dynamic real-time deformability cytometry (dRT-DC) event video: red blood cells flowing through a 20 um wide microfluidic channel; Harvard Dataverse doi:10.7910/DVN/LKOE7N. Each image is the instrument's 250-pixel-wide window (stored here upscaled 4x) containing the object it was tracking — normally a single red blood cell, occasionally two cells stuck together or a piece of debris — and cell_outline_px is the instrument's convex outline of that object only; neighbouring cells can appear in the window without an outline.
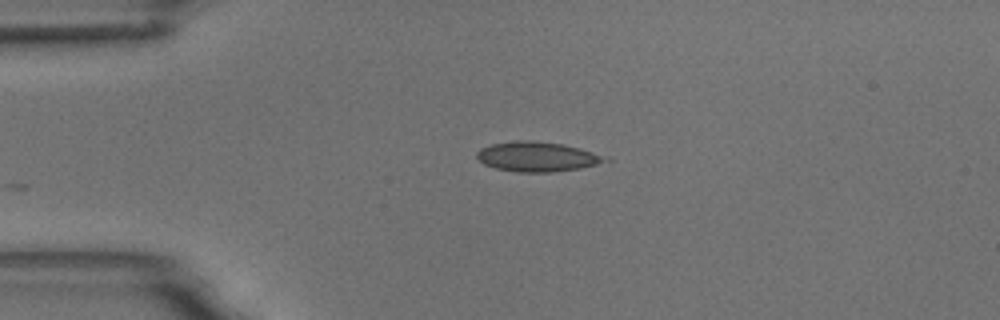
{"species": "common noctule bat (a hibernating species)", "species_latin": "Nyctalus noctula", "temperature_condition": "room temperature", "stored_images_in_passage": 4, "camera_frame_rate_fps": 3000, "um_per_image_px": 0.085, "animal": {"sex": "male", "body_mass_g": 18.8}, "frame": {"image": 1, "passage_image": 4, "time_ms": 3.667, "image_size_px": [1000, 320], "cell_outline_px": [[612, 160], [580, 168], [552, 172], [520, 172], [496, 168], [484, 164], [476, 160], [476, 152], [480, 148], [492, 144], [516, 140], [532, 140], [564, 144], [612, 156]], "centroid_in_image_um": [45.71, 13.31], "position_along_channel_um": 39.3, "area_um2": 22.66}}